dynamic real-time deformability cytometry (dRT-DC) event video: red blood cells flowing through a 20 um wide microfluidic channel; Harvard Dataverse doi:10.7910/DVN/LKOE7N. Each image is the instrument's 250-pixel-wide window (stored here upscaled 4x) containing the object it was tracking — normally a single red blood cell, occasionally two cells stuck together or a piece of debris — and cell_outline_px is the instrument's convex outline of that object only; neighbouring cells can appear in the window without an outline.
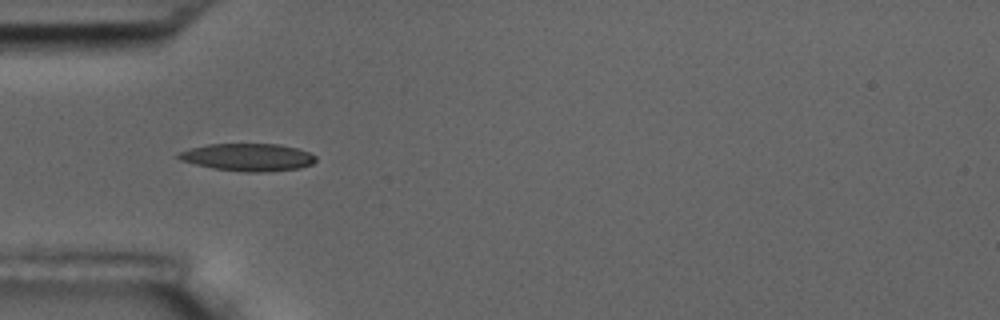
{"species": "common noctule bat (a hibernating species)", "species_latin": "Nyctalus noctula", "temperature_condition": "room temperature", "stored_images_in_passage": 7, "camera_frame_rate_fps": 3000, "um_per_image_px": 0.085, "animal": {"sex": "male", "body_mass_g": 17.5, "forearm_length_mm": 52.3}, "frame": {"image": 1, "passage_image": 5, "time_ms": 4.667, "image_size_px": [1000, 320], "cell_outline_px": [[316, 160], [312, 164], [300, 168], [268, 172], [248, 172], [212, 168], [180, 160], [176, 156], [180, 152], [192, 148], [208, 144], [280, 144], [296, 148], [308, 152], [316, 156]], "centroid_in_image_um": [21.1, 13.37], "position_along_channel_um": 63.9, "area_um2": 21.91}}